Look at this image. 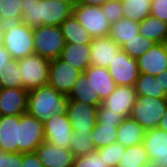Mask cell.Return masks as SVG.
Wrapping results in <instances>:
<instances>
[{
	"instance_id": "6da1fadb",
	"label": "cell",
	"mask_w": 167,
	"mask_h": 167,
	"mask_svg": "<svg viewBox=\"0 0 167 167\" xmlns=\"http://www.w3.org/2000/svg\"><path fill=\"white\" fill-rule=\"evenodd\" d=\"M22 22L30 27L60 26L74 6L61 0H23Z\"/></svg>"
},
{
	"instance_id": "7a4b0ae2",
	"label": "cell",
	"mask_w": 167,
	"mask_h": 167,
	"mask_svg": "<svg viewBox=\"0 0 167 167\" xmlns=\"http://www.w3.org/2000/svg\"><path fill=\"white\" fill-rule=\"evenodd\" d=\"M69 100L68 95L47 84L28 91L27 112L44 123L52 115L66 113Z\"/></svg>"
},
{
	"instance_id": "3957f363",
	"label": "cell",
	"mask_w": 167,
	"mask_h": 167,
	"mask_svg": "<svg viewBox=\"0 0 167 167\" xmlns=\"http://www.w3.org/2000/svg\"><path fill=\"white\" fill-rule=\"evenodd\" d=\"M12 58L20 60L34 51L33 27L22 21L3 26V43Z\"/></svg>"
},
{
	"instance_id": "277c9868",
	"label": "cell",
	"mask_w": 167,
	"mask_h": 167,
	"mask_svg": "<svg viewBox=\"0 0 167 167\" xmlns=\"http://www.w3.org/2000/svg\"><path fill=\"white\" fill-rule=\"evenodd\" d=\"M167 108V98L139 96L132 107L130 118L137 121L145 130L159 127Z\"/></svg>"
},
{
	"instance_id": "5b68a950",
	"label": "cell",
	"mask_w": 167,
	"mask_h": 167,
	"mask_svg": "<svg viewBox=\"0 0 167 167\" xmlns=\"http://www.w3.org/2000/svg\"><path fill=\"white\" fill-rule=\"evenodd\" d=\"M35 54L49 60L59 58L65 47L60 26H37L33 28Z\"/></svg>"
},
{
	"instance_id": "8992f818",
	"label": "cell",
	"mask_w": 167,
	"mask_h": 167,
	"mask_svg": "<svg viewBox=\"0 0 167 167\" xmlns=\"http://www.w3.org/2000/svg\"><path fill=\"white\" fill-rule=\"evenodd\" d=\"M49 65V59L35 53L20 59V76L23 88L30 91L47 85Z\"/></svg>"
},
{
	"instance_id": "52a82bcc",
	"label": "cell",
	"mask_w": 167,
	"mask_h": 167,
	"mask_svg": "<svg viewBox=\"0 0 167 167\" xmlns=\"http://www.w3.org/2000/svg\"><path fill=\"white\" fill-rule=\"evenodd\" d=\"M73 15L93 39L109 36L111 23L102 12L101 6L76 4Z\"/></svg>"
},
{
	"instance_id": "ba28073f",
	"label": "cell",
	"mask_w": 167,
	"mask_h": 167,
	"mask_svg": "<svg viewBox=\"0 0 167 167\" xmlns=\"http://www.w3.org/2000/svg\"><path fill=\"white\" fill-rule=\"evenodd\" d=\"M44 141V123L28 112L19 115L18 153L35 152Z\"/></svg>"
},
{
	"instance_id": "9c48e42d",
	"label": "cell",
	"mask_w": 167,
	"mask_h": 167,
	"mask_svg": "<svg viewBox=\"0 0 167 167\" xmlns=\"http://www.w3.org/2000/svg\"><path fill=\"white\" fill-rule=\"evenodd\" d=\"M81 74V71L62 59H52L49 65L48 85L60 93L69 95Z\"/></svg>"
},
{
	"instance_id": "30bf717a",
	"label": "cell",
	"mask_w": 167,
	"mask_h": 167,
	"mask_svg": "<svg viewBox=\"0 0 167 167\" xmlns=\"http://www.w3.org/2000/svg\"><path fill=\"white\" fill-rule=\"evenodd\" d=\"M45 141L59 148L70 149L73 130L67 112L52 115L44 122Z\"/></svg>"
},
{
	"instance_id": "8fae6325",
	"label": "cell",
	"mask_w": 167,
	"mask_h": 167,
	"mask_svg": "<svg viewBox=\"0 0 167 167\" xmlns=\"http://www.w3.org/2000/svg\"><path fill=\"white\" fill-rule=\"evenodd\" d=\"M107 69L116 86H134L139 76L137 59L130 57L123 50L115 56Z\"/></svg>"
},
{
	"instance_id": "7c38bea8",
	"label": "cell",
	"mask_w": 167,
	"mask_h": 167,
	"mask_svg": "<svg viewBox=\"0 0 167 167\" xmlns=\"http://www.w3.org/2000/svg\"><path fill=\"white\" fill-rule=\"evenodd\" d=\"M67 115L72 130L91 132L97 124L98 107L84 102L69 100Z\"/></svg>"
},
{
	"instance_id": "4fadbf2b",
	"label": "cell",
	"mask_w": 167,
	"mask_h": 167,
	"mask_svg": "<svg viewBox=\"0 0 167 167\" xmlns=\"http://www.w3.org/2000/svg\"><path fill=\"white\" fill-rule=\"evenodd\" d=\"M143 145L151 167H167V132L159 127L146 130Z\"/></svg>"
},
{
	"instance_id": "5bb4252c",
	"label": "cell",
	"mask_w": 167,
	"mask_h": 167,
	"mask_svg": "<svg viewBox=\"0 0 167 167\" xmlns=\"http://www.w3.org/2000/svg\"><path fill=\"white\" fill-rule=\"evenodd\" d=\"M136 99L135 87L122 85L116 86L114 91L102 101V104L109 109V112L119 113L124 118H128Z\"/></svg>"
},
{
	"instance_id": "9a60e30c",
	"label": "cell",
	"mask_w": 167,
	"mask_h": 167,
	"mask_svg": "<svg viewBox=\"0 0 167 167\" xmlns=\"http://www.w3.org/2000/svg\"><path fill=\"white\" fill-rule=\"evenodd\" d=\"M28 91L25 88H0V110L3 116L27 112Z\"/></svg>"
},
{
	"instance_id": "2e32d148",
	"label": "cell",
	"mask_w": 167,
	"mask_h": 167,
	"mask_svg": "<svg viewBox=\"0 0 167 167\" xmlns=\"http://www.w3.org/2000/svg\"><path fill=\"white\" fill-rule=\"evenodd\" d=\"M139 73L157 76L167 69V52L164 43H156L137 58Z\"/></svg>"
},
{
	"instance_id": "e0dca14e",
	"label": "cell",
	"mask_w": 167,
	"mask_h": 167,
	"mask_svg": "<svg viewBox=\"0 0 167 167\" xmlns=\"http://www.w3.org/2000/svg\"><path fill=\"white\" fill-rule=\"evenodd\" d=\"M121 47L109 36L94 38L91 43V66L108 68Z\"/></svg>"
},
{
	"instance_id": "ac0fdd59",
	"label": "cell",
	"mask_w": 167,
	"mask_h": 167,
	"mask_svg": "<svg viewBox=\"0 0 167 167\" xmlns=\"http://www.w3.org/2000/svg\"><path fill=\"white\" fill-rule=\"evenodd\" d=\"M35 152L44 167H73L75 157L70 149L44 141Z\"/></svg>"
},
{
	"instance_id": "d6986e66",
	"label": "cell",
	"mask_w": 167,
	"mask_h": 167,
	"mask_svg": "<svg viewBox=\"0 0 167 167\" xmlns=\"http://www.w3.org/2000/svg\"><path fill=\"white\" fill-rule=\"evenodd\" d=\"M84 73L90 79L94 93L99 95L101 101H104L116 88V83L107 68L89 66Z\"/></svg>"
},
{
	"instance_id": "ffe728a7",
	"label": "cell",
	"mask_w": 167,
	"mask_h": 167,
	"mask_svg": "<svg viewBox=\"0 0 167 167\" xmlns=\"http://www.w3.org/2000/svg\"><path fill=\"white\" fill-rule=\"evenodd\" d=\"M19 115L3 116L0 120V150L18 153Z\"/></svg>"
},
{
	"instance_id": "44dd1931",
	"label": "cell",
	"mask_w": 167,
	"mask_h": 167,
	"mask_svg": "<svg viewBox=\"0 0 167 167\" xmlns=\"http://www.w3.org/2000/svg\"><path fill=\"white\" fill-rule=\"evenodd\" d=\"M90 51L91 44L66 43L59 58L84 73L91 66Z\"/></svg>"
},
{
	"instance_id": "7402d4cb",
	"label": "cell",
	"mask_w": 167,
	"mask_h": 167,
	"mask_svg": "<svg viewBox=\"0 0 167 167\" xmlns=\"http://www.w3.org/2000/svg\"><path fill=\"white\" fill-rule=\"evenodd\" d=\"M146 130L130 117L125 118L117 127L116 142L124 147L143 144Z\"/></svg>"
},
{
	"instance_id": "603a6c76",
	"label": "cell",
	"mask_w": 167,
	"mask_h": 167,
	"mask_svg": "<svg viewBox=\"0 0 167 167\" xmlns=\"http://www.w3.org/2000/svg\"><path fill=\"white\" fill-rule=\"evenodd\" d=\"M66 43L91 44L92 36L72 14L60 25Z\"/></svg>"
},
{
	"instance_id": "cb8c5ba5",
	"label": "cell",
	"mask_w": 167,
	"mask_h": 167,
	"mask_svg": "<svg viewBox=\"0 0 167 167\" xmlns=\"http://www.w3.org/2000/svg\"><path fill=\"white\" fill-rule=\"evenodd\" d=\"M68 98L73 101L84 102L97 107L102 104L99 95H95L90 79L86 77L85 73L79 76Z\"/></svg>"
},
{
	"instance_id": "d4e9b609",
	"label": "cell",
	"mask_w": 167,
	"mask_h": 167,
	"mask_svg": "<svg viewBox=\"0 0 167 167\" xmlns=\"http://www.w3.org/2000/svg\"><path fill=\"white\" fill-rule=\"evenodd\" d=\"M139 34L156 43H164L167 39V22L153 16H147L139 22Z\"/></svg>"
},
{
	"instance_id": "484cf974",
	"label": "cell",
	"mask_w": 167,
	"mask_h": 167,
	"mask_svg": "<svg viewBox=\"0 0 167 167\" xmlns=\"http://www.w3.org/2000/svg\"><path fill=\"white\" fill-rule=\"evenodd\" d=\"M139 33V23L128 18H122L111 24L109 37L120 47Z\"/></svg>"
},
{
	"instance_id": "4316f807",
	"label": "cell",
	"mask_w": 167,
	"mask_h": 167,
	"mask_svg": "<svg viewBox=\"0 0 167 167\" xmlns=\"http://www.w3.org/2000/svg\"><path fill=\"white\" fill-rule=\"evenodd\" d=\"M134 87L137 95L139 96L167 98L166 92L161 87L159 75L155 77L152 75L139 73Z\"/></svg>"
},
{
	"instance_id": "83f0119b",
	"label": "cell",
	"mask_w": 167,
	"mask_h": 167,
	"mask_svg": "<svg viewBox=\"0 0 167 167\" xmlns=\"http://www.w3.org/2000/svg\"><path fill=\"white\" fill-rule=\"evenodd\" d=\"M117 167H151L144 145L126 147Z\"/></svg>"
},
{
	"instance_id": "f1b7e54d",
	"label": "cell",
	"mask_w": 167,
	"mask_h": 167,
	"mask_svg": "<svg viewBox=\"0 0 167 167\" xmlns=\"http://www.w3.org/2000/svg\"><path fill=\"white\" fill-rule=\"evenodd\" d=\"M121 2L124 18L139 23L151 14V0H121Z\"/></svg>"
},
{
	"instance_id": "f546056e",
	"label": "cell",
	"mask_w": 167,
	"mask_h": 167,
	"mask_svg": "<svg viewBox=\"0 0 167 167\" xmlns=\"http://www.w3.org/2000/svg\"><path fill=\"white\" fill-rule=\"evenodd\" d=\"M118 126L119 125L96 124L91 131V139L93 140L96 150L116 142Z\"/></svg>"
},
{
	"instance_id": "4dcf8cb0",
	"label": "cell",
	"mask_w": 167,
	"mask_h": 167,
	"mask_svg": "<svg viewBox=\"0 0 167 167\" xmlns=\"http://www.w3.org/2000/svg\"><path fill=\"white\" fill-rule=\"evenodd\" d=\"M22 2L23 0H0V23H18L22 21Z\"/></svg>"
},
{
	"instance_id": "1f68e13d",
	"label": "cell",
	"mask_w": 167,
	"mask_h": 167,
	"mask_svg": "<svg viewBox=\"0 0 167 167\" xmlns=\"http://www.w3.org/2000/svg\"><path fill=\"white\" fill-rule=\"evenodd\" d=\"M70 150L74 157H79L95 151L96 149L94 147L93 140L91 139V132L73 130Z\"/></svg>"
},
{
	"instance_id": "d6a6232c",
	"label": "cell",
	"mask_w": 167,
	"mask_h": 167,
	"mask_svg": "<svg viewBox=\"0 0 167 167\" xmlns=\"http://www.w3.org/2000/svg\"><path fill=\"white\" fill-rule=\"evenodd\" d=\"M155 44V41L143 37L141 34L137 33L134 38L124 43L121 46V49L126 52L130 57L137 59Z\"/></svg>"
},
{
	"instance_id": "836d02e7",
	"label": "cell",
	"mask_w": 167,
	"mask_h": 167,
	"mask_svg": "<svg viewBox=\"0 0 167 167\" xmlns=\"http://www.w3.org/2000/svg\"><path fill=\"white\" fill-rule=\"evenodd\" d=\"M0 88H23L19 60L0 69Z\"/></svg>"
},
{
	"instance_id": "e575fe53",
	"label": "cell",
	"mask_w": 167,
	"mask_h": 167,
	"mask_svg": "<svg viewBox=\"0 0 167 167\" xmlns=\"http://www.w3.org/2000/svg\"><path fill=\"white\" fill-rule=\"evenodd\" d=\"M125 148L118 142L109 144L108 146L97 149L98 154L109 167H117L122 155L124 154Z\"/></svg>"
},
{
	"instance_id": "d590c367",
	"label": "cell",
	"mask_w": 167,
	"mask_h": 167,
	"mask_svg": "<svg viewBox=\"0 0 167 167\" xmlns=\"http://www.w3.org/2000/svg\"><path fill=\"white\" fill-rule=\"evenodd\" d=\"M73 167H109L107 163L98 154V151H92L86 155L75 157Z\"/></svg>"
},
{
	"instance_id": "8d00e7d4",
	"label": "cell",
	"mask_w": 167,
	"mask_h": 167,
	"mask_svg": "<svg viewBox=\"0 0 167 167\" xmlns=\"http://www.w3.org/2000/svg\"><path fill=\"white\" fill-rule=\"evenodd\" d=\"M101 8L111 24L124 18L121 0H109Z\"/></svg>"
},
{
	"instance_id": "74e56055",
	"label": "cell",
	"mask_w": 167,
	"mask_h": 167,
	"mask_svg": "<svg viewBox=\"0 0 167 167\" xmlns=\"http://www.w3.org/2000/svg\"><path fill=\"white\" fill-rule=\"evenodd\" d=\"M125 118L114 112H109V109L103 104L98 106L97 123L104 125H120Z\"/></svg>"
},
{
	"instance_id": "f35d334b",
	"label": "cell",
	"mask_w": 167,
	"mask_h": 167,
	"mask_svg": "<svg viewBox=\"0 0 167 167\" xmlns=\"http://www.w3.org/2000/svg\"><path fill=\"white\" fill-rule=\"evenodd\" d=\"M22 153L5 152L0 150V167H21Z\"/></svg>"
},
{
	"instance_id": "ab89813d",
	"label": "cell",
	"mask_w": 167,
	"mask_h": 167,
	"mask_svg": "<svg viewBox=\"0 0 167 167\" xmlns=\"http://www.w3.org/2000/svg\"><path fill=\"white\" fill-rule=\"evenodd\" d=\"M150 15L167 22V0H151Z\"/></svg>"
},
{
	"instance_id": "60d3db41",
	"label": "cell",
	"mask_w": 167,
	"mask_h": 167,
	"mask_svg": "<svg viewBox=\"0 0 167 167\" xmlns=\"http://www.w3.org/2000/svg\"><path fill=\"white\" fill-rule=\"evenodd\" d=\"M21 167H44L36 152L22 153Z\"/></svg>"
},
{
	"instance_id": "b9f144b4",
	"label": "cell",
	"mask_w": 167,
	"mask_h": 167,
	"mask_svg": "<svg viewBox=\"0 0 167 167\" xmlns=\"http://www.w3.org/2000/svg\"><path fill=\"white\" fill-rule=\"evenodd\" d=\"M17 60L12 58L9 51L4 47L0 46V69L4 66H12Z\"/></svg>"
},
{
	"instance_id": "7bdbcfd3",
	"label": "cell",
	"mask_w": 167,
	"mask_h": 167,
	"mask_svg": "<svg viewBox=\"0 0 167 167\" xmlns=\"http://www.w3.org/2000/svg\"><path fill=\"white\" fill-rule=\"evenodd\" d=\"M109 0H77V4L102 6Z\"/></svg>"
},
{
	"instance_id": "ee69618b",
	"label": "cell",
	"mask_w": 167,
	"mask_h": 167,
	"mask_svg": "<svg viewBox=\"0 0 167 167\" xmlns=\"http://www.w3.org/2000/svg\"><path fill=\"white\" fill-rule=\"evenodd\" d=\"M159 79H160L161 87L167 94V69L164 72L159 74Z\"/></svg>"
},
{
	"instance_id": "f6af8a7d",
	"label": "cell",
	"mask_w": 167,
	"mask_h": 167,
	"mask_svg": "<svg viewBox=\"0 0 167 167\" xmlns=\"http://www.w3.org/2000/svg\"><path fill=\"white\" fill-rule=\"evenodd\" d=\"M159 128L162 130H165L167 132V108L165 110L163 118L161 119V122L159 124Z\"/></svg>"
},
{
	"instance_id": "bcb514c9",
	"label": "cell",
	"mask_w": 167,
	"mask_h": 167,
	"mask_svg": "<svg viewBox=\"0 0 167 167\" xmlns=\"http://www.w3.org/2000/svg\"><path fill=\"white\" fill-rule=\"evenodd\" d=\"M3 43V25L0 23V46Z\"/></svg>"
},
{
	"instance_id": "7dc6e473",
	"label": "cell",
	"mask_w": 167,
	"mask_h": 167,
	"mask_svg": "<svg viewBox=\"0 0 167 167\" xmlns=\"http://www.w3.org/2000/svg\"><path fill=\"white\" fill-rule=\"evenodd\" d=\"M61 1H64L66 3H70L72 4L73 6H75L77 4V0H61Z\"/></svg>"
},
{
	"instance_id": "c3c4849f",
	"label": "cell",
	"mask_w": 167,
	"mask_h": 167,
	"mask_svg": "<svg viewBox=\"0 0 167 167\" xmlns=\"http://www.w3.org/2000/svg\"><path fill=\"white\" fill-rule=\"evenodd\" d=\"M164 46H165V49H166V52H167V39L164 41Z\"/></svg>"
},
{
	"instance_id": "681fc988",
	"label": "cell",
	"mask_w": 167,
	"mask_h": 167,
	"mask_svg": "<svg viewBox=\"0 0 167 167\" xmlns=\"http://www.w3.org/2000/svg\"><path fill=\"white\" fill-rule=\"evenodd\" d=\"M2 117H3V115H2V112H1V110H0V120L2 119Z\"/></svg>"
}]
</instances>
